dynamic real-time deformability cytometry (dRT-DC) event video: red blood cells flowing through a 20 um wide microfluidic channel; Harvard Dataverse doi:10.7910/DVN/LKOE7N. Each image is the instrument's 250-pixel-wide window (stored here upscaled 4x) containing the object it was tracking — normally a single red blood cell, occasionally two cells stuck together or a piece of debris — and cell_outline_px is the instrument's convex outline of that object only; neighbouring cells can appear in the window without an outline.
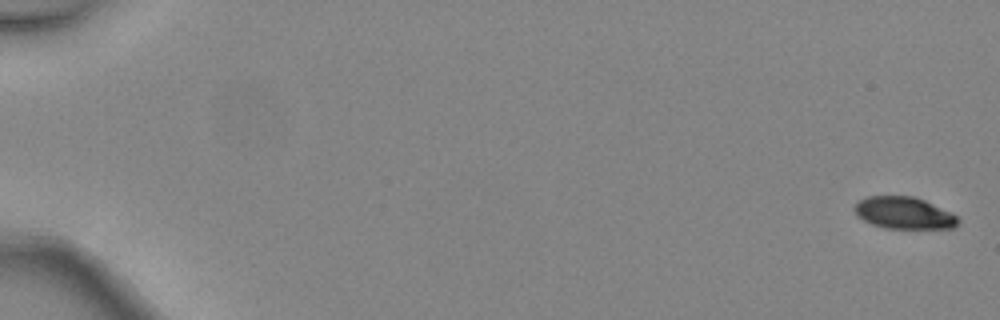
{"species": "common noctule bat (a hibernating species)", "species_latin": "Nyctalus noctula", "temperature_condition": "warm", "stored_images_in_passage": 6, "camera_frame_rate_fps": 3000, "um_per_image_px": 0.085, "animal": {"sex": "female", "body_mass_g": 24.6, "forearm_length_mm": 56.2}, "frame": {"image": 1, "passage_image": 1, "time_ms": 0.0, "image_size_px": [1000, 320], "cell_outline_px": [[960, 220], [956, 228], [884, 228], [872, 224], [856, 216], [852, 208], [860, 200], [868, 196], [912, 196], [924, 200], [952, 212]], "centroid_in_image_um": [76.84, 18.1], "position_along_channel_um": 8.2, "area_um2": 19.36}}
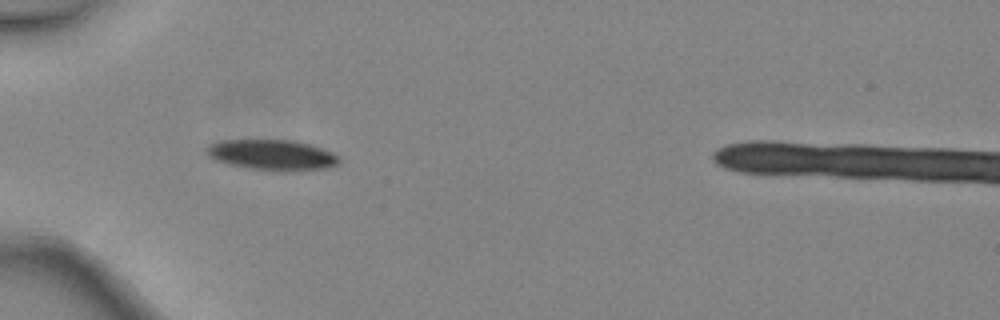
{"frame": {"image": 2, "passage_image": 5, "time_ms": 1.333, "image_size_px": [1000, 320], "cell_outline_px": [[340, 164], [324, 168], [292, 172], [280, 172], [248, 168], [228, 164], [216, 160], [208, 156], [204, 148], [208, 144], [220, 140], [296, 140], [332, 152], [340, 156]], "centroid_in_image_um": [23.12, 13.18], "position_along_channel_um": 61.9, "area_um2": 23.99}}
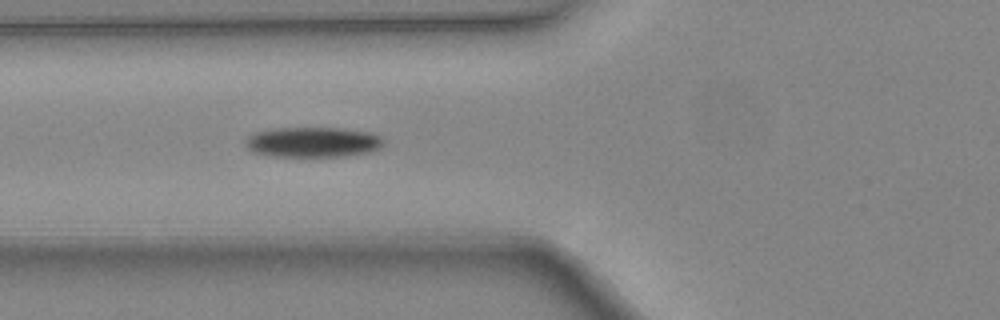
{"frame": {"image": 3, "passage_image": 6, "time_ms": 1.667, "image_size_px": [1000, 320], "cell_outline_px": [[384, 144], [380, 148], [368, 152], [348, 156], [272, 156], [252, 152], [248, 148], [248, 136], [256, 132], [272, 128], [344, 128], [372, 132], [380, 136], [384, 140]], "centroid_in_image_um": [26.66, 12.07], "position_along_channel_um": 99.1, "area_um2": 24.33}}